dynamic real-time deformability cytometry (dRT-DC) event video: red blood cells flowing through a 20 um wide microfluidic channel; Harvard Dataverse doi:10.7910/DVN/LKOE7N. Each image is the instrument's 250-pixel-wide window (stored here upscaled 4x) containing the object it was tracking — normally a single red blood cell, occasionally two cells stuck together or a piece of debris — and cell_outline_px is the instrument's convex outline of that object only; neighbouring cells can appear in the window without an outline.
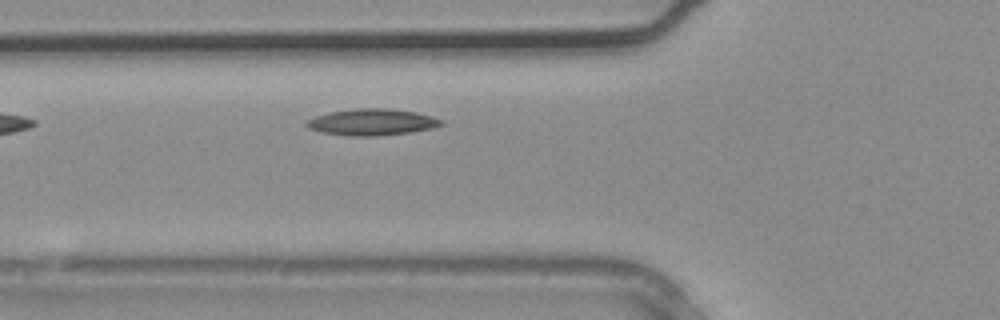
{"species": "common noctule bat (a hibernating species)", "species_latin": "Nyctalus noctula", "temperature_condition": "warm", "stored_images_in_passage": 6, "camera_frame_rate_fps": 3000, "um_per_image_px": 0.085, "animal": {"sex": "male", "body_mass_g": 20.4}, "frame": {"image": 1, "passage_image": 6, "time_ms": 1.667, "image_size_px": [1000, 320], "cell_outline_px": [[444, 124], [432, 128], [412, 132], [376, 136], [348, 136], [324, 132], [308, 128], [304, 124], [308, 120], [316, 116], [332, 112], [356, 108], [388, 108], [416, 112], [432, 116], [444, 120]], "centroid_in_image_um": [31.66, 10.38], "position_along_channel_um": 94.1, "area_um2": 20.75}}